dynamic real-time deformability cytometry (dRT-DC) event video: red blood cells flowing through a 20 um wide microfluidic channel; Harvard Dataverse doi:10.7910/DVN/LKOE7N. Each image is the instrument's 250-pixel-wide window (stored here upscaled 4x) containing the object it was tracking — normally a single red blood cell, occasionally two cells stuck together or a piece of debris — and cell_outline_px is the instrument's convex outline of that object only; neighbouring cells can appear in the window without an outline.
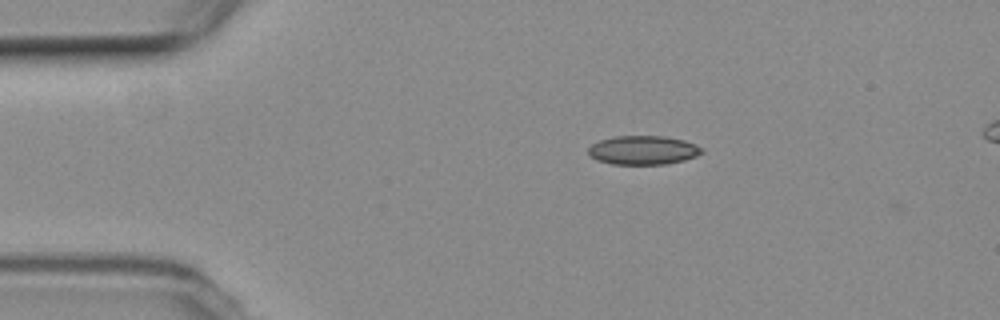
{"species": "common noctule bat (a hibernating species)", "species_latin": "Nyctalus noctula", "temperature_condition": "room temperature", "stored_images_in_passage": 49, "segment_of_instrument_passage": [1, 2], "camera_frame_rate_fps": 3000, "um_per_image_px": 0.085, "animal": {"sex": "female", "body_mass_g": 19.3, "forearm_length_mm": 54.1}, "frame": {"image": 1, "passage_image": 2, "time_ms": 0.333, "image_size_px": [1000, 320], "cell_outline_px": [[704, 152], [696, 156], [684, 160], [664, 164], [612, 164], [596, 160], [588, 152], [588, 148], [592, 144], [600, 140], [616, 136], [664, 136], [684, 140], [696, 144], [704, 148]], "centroid_in_image_um": [54.69, 12.76], "position_along_channel_um": 30.3, "area_um2": 19.13}}
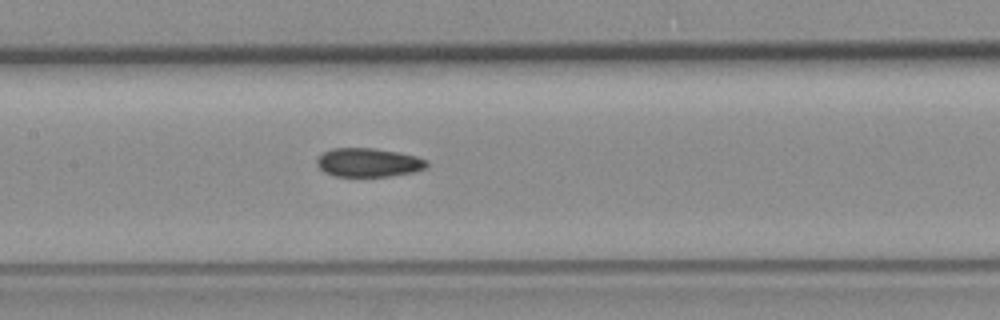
{"frame": {"image": 2, "passage_image": 18, "time_ms": 5.667, "image_size_px": [1000, 320], "cell_outline_px": [[428, 164], [424, 168], [412, 172], [388, 176], [336, 176], [324, 172], [316, 164], [316, 160], [324, 152], [332, 148], [376, 148], [400, 152], [416, 156], [428, 160]], "centroid_in_image_um": [31.32, 13.8], "position_along_channel_um": 176.1, "area_um2": 18.38}}
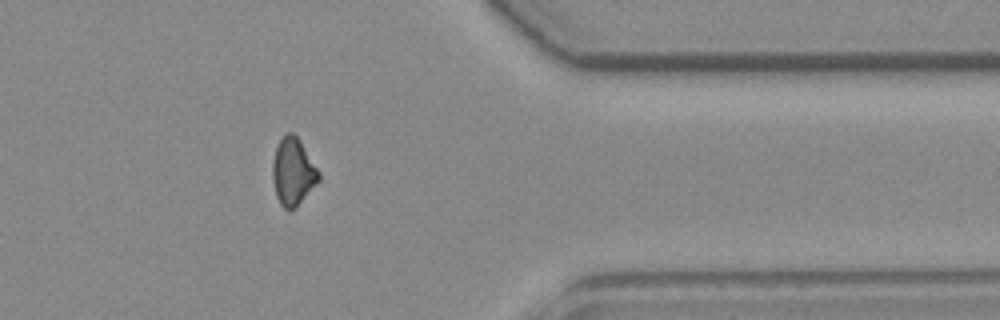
{"frame": {"image": 3, "passage_image": 37, "time_ms": 12.0, "image_size_px": [1000, 320], "cell_outline_px": [[320, 180], [296, 208], [288, 212], [280, 204], [276, 196], [272, 180], [272, 160], [276, 144], [288, 132], [292, 132], [300, 140], [320, 172]], "centroid_in_image_um": [24.9, 14.62], "position_along_channel_um": 386.5, "area_um2": 18.44}}